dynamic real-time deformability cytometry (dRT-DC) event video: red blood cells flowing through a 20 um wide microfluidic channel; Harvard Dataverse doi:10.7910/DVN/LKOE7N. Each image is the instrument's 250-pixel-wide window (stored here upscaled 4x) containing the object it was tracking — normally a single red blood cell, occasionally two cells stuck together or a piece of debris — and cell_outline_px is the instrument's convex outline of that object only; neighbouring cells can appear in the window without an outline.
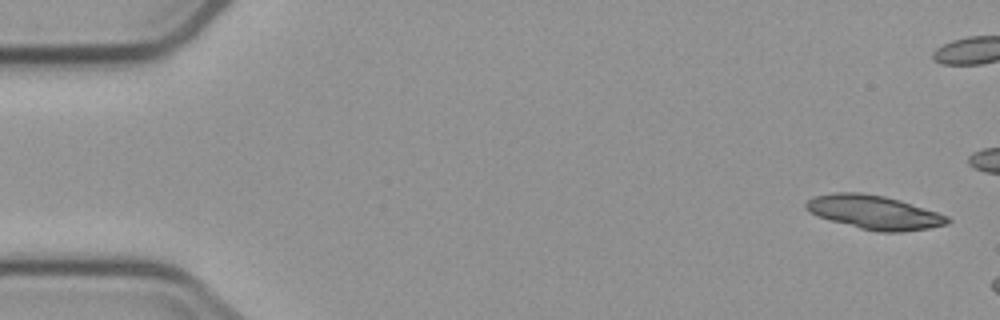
{"species": "common noctule bat (a hibernating species)", "species_latin": "Nyctalus noctula", "temperature_condition": "cold", "stored_images_in_passage": 3, "camera_frame_rate_fps": 3000, "um_per_image_px": 0.085, "animal": {"sex": "male", "body_mass_g": 23.1, "forearm_length_mm": 52.7}, "frame": {"image": 1, "passage_image": 1, "time_ms": 0.0, "image_size_px": [1000, 320], "cell_outline_px": [[952, 220], [948, 224], [928, 228], [900, 232], [876, 232], [860, 228], [816, 216], [808, 212], [804, 208], [804, 204], [808, 200], [816, 196], [832, 192], [860, 192], [884, 196], [900, 200], [948, 216]], "centroid_in_image_um": [74.28, 18.04], "position_along_channel_um": 10.7, "area_um2": 27.92}}